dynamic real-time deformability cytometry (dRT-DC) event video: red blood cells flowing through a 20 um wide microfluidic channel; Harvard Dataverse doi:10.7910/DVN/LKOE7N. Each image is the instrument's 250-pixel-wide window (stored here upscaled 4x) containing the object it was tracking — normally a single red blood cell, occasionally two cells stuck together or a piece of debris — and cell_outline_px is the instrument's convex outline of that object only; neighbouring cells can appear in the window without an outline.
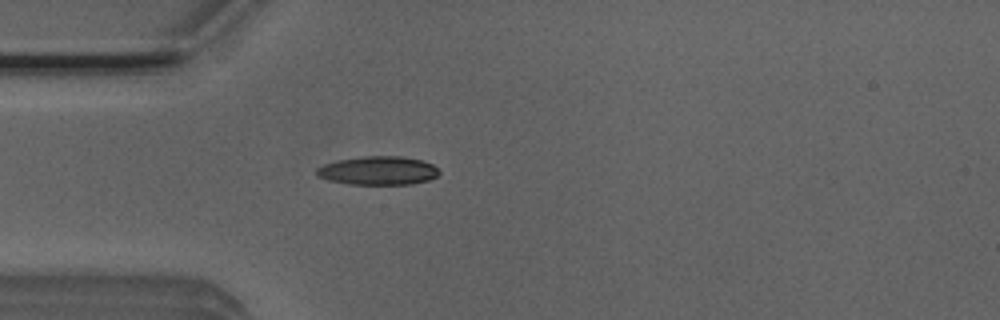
{"species": "Egyptian fruit bat (a non-hibernating species)", "species_latin": "Rousettus aegyptiacus", "temperature_condition": "room temperature", "stored_images_in_passage": 36, "camera_frame_rate_fps": 3000, "um_per_image_px": 0.085, "animal": {"sex": "male"}, "frame": {"image": 1, "passage_image": 2, "time_ms": 0.333, "image_size_px": [1000, 320], "cell_outline_px": [[440, 172], [436, 176], [428, 180], [412, 184], [348, 184], [328, 180], [316, 176], [316, 168], [324, 164], [336, 160], [364, 156], [400, 156], [420, 160], [432, 164]], "centroid_in_image_um": [32.09, 14.5], "position_along_channel_um": 52.9, "area_um2": 20.4}}
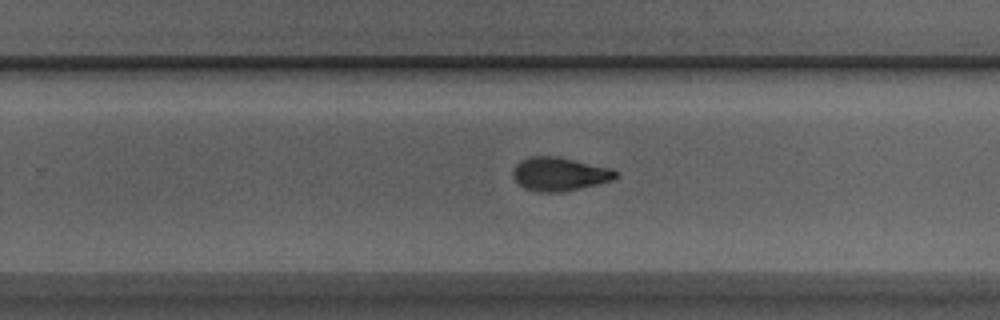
{"frame": {"image": 2, "passage_image": 20, "time_ms": 6.333, "image_size_px": [1000, 320], "cell_outline_px": [[620, 172], [612, 180], [580, 188], [560, 192], [536, 192], [524, 188], [512, 176], [512, 168], [520, 160], [528, 156], [556, 156], [612, 168]], "centroid_in_image_um": [47.53, 14.78], "position_along_channel_um": 282.3, "area_um2": 20.17}}
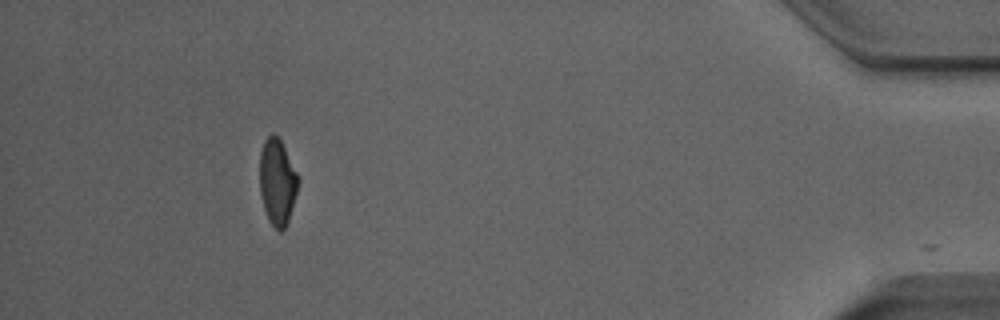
{"frame": {"image": 3, "passage_image": 35, "time_ms": 11.333, "image_size_px": [1000, 320], "cell_outline_px": [[300, 180], [288, 220], [284, 228], [280, 232], [268, 220], [264, 208], [260, 192], [260, 152], [264, 140], [272, 132], [280, 140]], "centroid_in_image_um": [23.56, 15.46], "position_along_channel_um": 411.6, "area_um2": 18.96}, "authors_computed_cell_mechanics": {"area_um2": 20.2011, "velocity_mm_per_s": 3.9314, "shape_relaxation_time_tau1_ms": 6.0462, "shape_relaxation_time_tau2_ms": 3.9432, "deformation_change_tau1": 0.1956, "deformation_change_tau2": 0.1042}}